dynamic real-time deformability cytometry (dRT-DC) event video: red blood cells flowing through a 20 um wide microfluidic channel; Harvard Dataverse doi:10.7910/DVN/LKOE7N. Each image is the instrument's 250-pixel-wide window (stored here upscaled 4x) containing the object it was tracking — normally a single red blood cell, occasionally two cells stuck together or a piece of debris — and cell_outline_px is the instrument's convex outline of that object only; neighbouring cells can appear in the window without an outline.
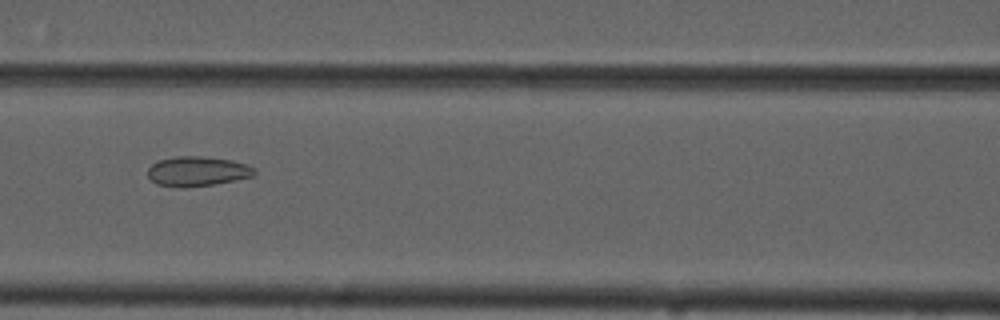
{"species": "common noctule bat (a hibernating species)", "species_latin": "Nyctalus noctula", "temperature_condition": "cold", "stored_images_in_passage": 38, "camera_frame_rate_fps": 3000, "um_per_image_px": 0.085, "animal": {"sex": "male", "forearm_length_mm": 52.5}, "frame": {"image": 1, "passage_image": 12, "time_ms": 3.667, "image_size_px": [1000, 320], "cell_outline_px": [[256, 172], [252, 176], [236, 180], [212, 184], [184, 188], [180, 188], [156, 184], [148, 176], [148, 168], [152, 164], [160, 160], [176, 156], [200, 156], [232, 160], [256, 168]], "centroid_in_image_um": [16.76, 14.56], "position_along_channel_um": 149.8, "area_um2": 18.44}}
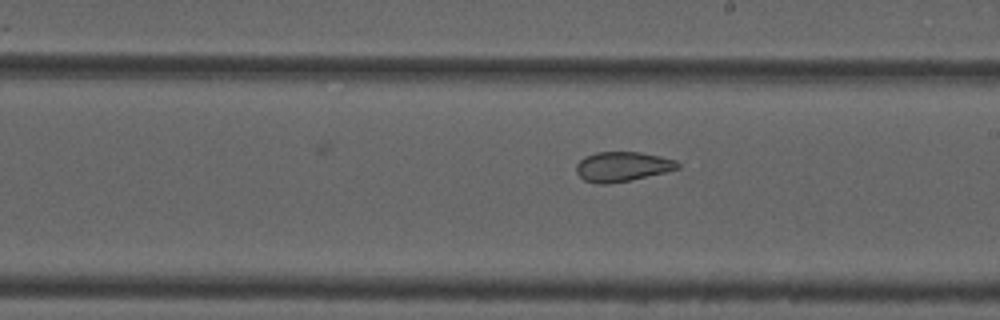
{"frame": {"image": 2, "passage_image": 19, "time_ms": 6.0, "image_size_px": [1000, 320], "cell_outline_px": [[680, 168], [664, 172], [628, 180], [608, 184], [596, 184], [584, 180], [576, 172], [576, 164], [584, 156], [596, 152], [640, 152], [660, 156], [676, 160], [680, 164]], "centroid_in_image_um": [52.87, 14.15], "position_along_channel_um": 236.1, "area_um2": 17.51}}
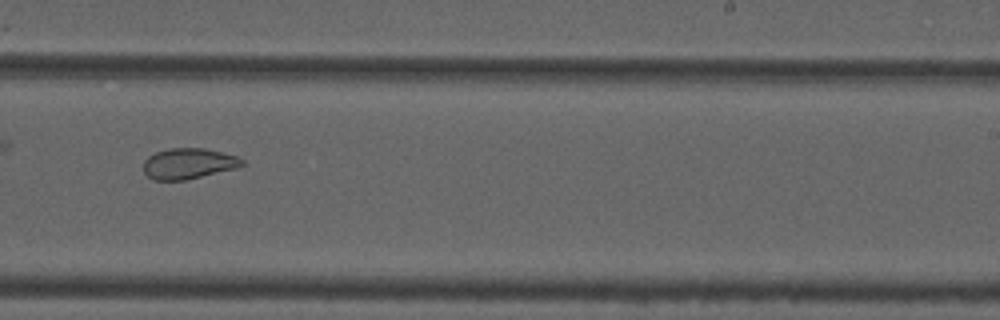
{"frame": {"image": 3, "passage_image": 22, "time_ms": 7.0, "image_size_px": [1000, 320], "cell_outline_px": [[244, 164], [236, 168], [184, 180], [152, 180], [144, 172], [144, 160], [148, 156], [156, 152], [168, 148], [204, 148], [236, 156], [244, 160]], "centroid_in_image_um": [15.99, 13.9], "position_along_channel_um": 273.0, "area_um2": 17.51}}